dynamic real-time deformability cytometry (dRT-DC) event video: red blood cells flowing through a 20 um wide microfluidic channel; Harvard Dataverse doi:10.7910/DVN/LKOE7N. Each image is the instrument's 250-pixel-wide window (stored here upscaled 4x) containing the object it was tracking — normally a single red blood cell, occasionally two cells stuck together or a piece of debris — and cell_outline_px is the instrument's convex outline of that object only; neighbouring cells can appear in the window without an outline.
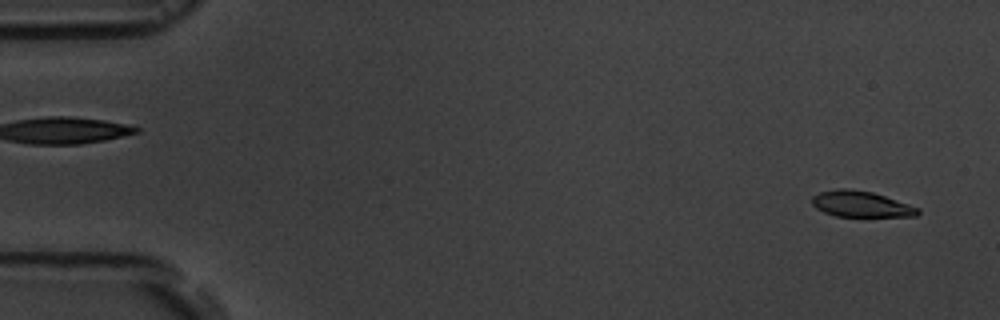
{"species": "common noctule bat (a hibernating species)", "species_latin": "Nyctalus noctula", "temperature_condition": "room temperature", "stored_images_in_passage": 6, "segment_of_instrument_passage": [2, 2], "camera_frame_rate_fps": 3000, "um_per_image_px": 0.085, "animal": {"sex": "male", "body_mass_g": 19.5, "forearm_length_mm": 54.6}, "frame": {"image": 1, "passage_image": 6, "time_ms": 5.667, "image_size_px": [1000, 320], "cell_outline_px": [[920, 212], [916, 216], [836, 216], [824, 212], [816, 208], [812, 204], [812, 196], [820, 192], [840, 188], [852, 188], [872, 192], [920, 208]], "centroid_in_image_um": [73.16, 17.34], "position_along_channel_um": 11.8, "area_um2": 15.9}}